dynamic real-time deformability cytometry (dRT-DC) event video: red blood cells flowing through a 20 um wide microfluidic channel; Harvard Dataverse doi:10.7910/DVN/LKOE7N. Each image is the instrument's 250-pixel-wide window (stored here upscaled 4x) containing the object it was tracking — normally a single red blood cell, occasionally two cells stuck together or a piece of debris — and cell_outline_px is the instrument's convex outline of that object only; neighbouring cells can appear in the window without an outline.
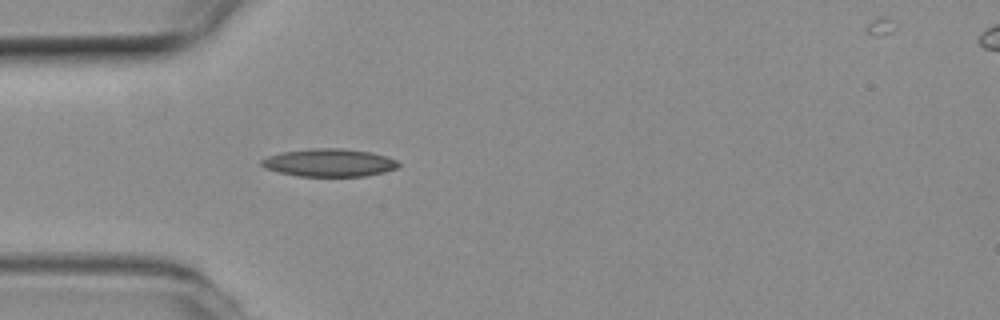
{"species": "common noctule bat (a hibernating species)", "species_latin": "Nyctalus noctula", "temperature_condition": "room temperature", "stored_images_in_passage": 12, "camera_frame_rate_fps": 3000, "um_per_image_px": 0.085, "animal": {"sex": "female", "body_mass_g": 19.3, "forearm_length_mm": 54.1}, "frame": {"image": 1, "passage_image": 6, "time_ms": 1.667, "image_size_px": [1000, 320], "cell_outline_px": [[400, 164], [396, 168], [384, 172], [364, 176], [296, 176], [264, 168], [260, 164], [260, 160], [268, 156], [280, 152], [312, 148], [344, 148], [372, 152], [388, 156], [396, 160]], "centroid_in_image_um": [27.97, 13.82], "position_along_channel_um": 57.0, "area_um2": 22.37}}
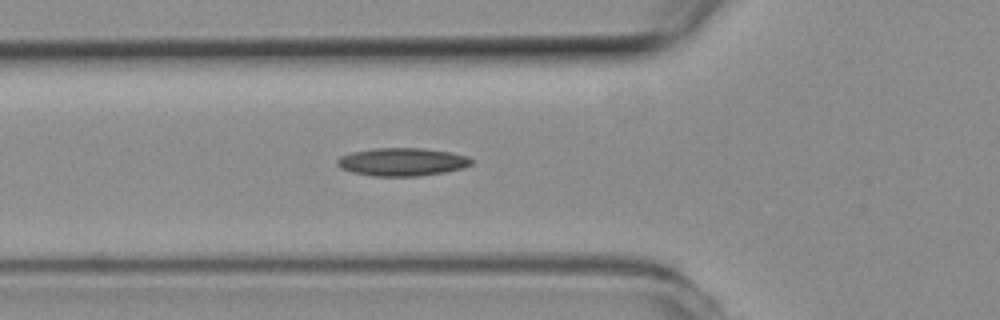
{"frame": {"image": 2, "passage_image": 9, "time_ms": 2.667, "image_size_px": [1000, 320], "cell_outline_px": [[472, 164], [460, 168], [444, 172], [420, 176], [372, 176], [352, 172], [340, 168], [336, 164], [336, 160], [340, 156], [352, 152], [372, 148], [420, 148], [448, 152], [468, 156], [472, 160]], "centroid_in_image_um": [34.13, 13.76], "position_along_channel_um": 91.7, "area_um2": 21.85}}